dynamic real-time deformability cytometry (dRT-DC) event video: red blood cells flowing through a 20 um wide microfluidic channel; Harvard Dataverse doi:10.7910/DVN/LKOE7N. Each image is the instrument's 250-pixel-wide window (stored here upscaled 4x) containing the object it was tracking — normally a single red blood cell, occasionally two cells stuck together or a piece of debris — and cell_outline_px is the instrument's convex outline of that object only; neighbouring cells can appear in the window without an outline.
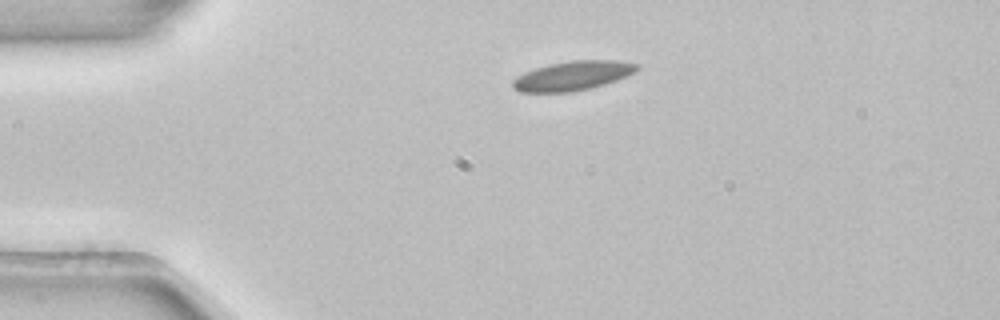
{"species": "common noctule bat (a hibernating species)", "species_latin": "Nyctalus noctula", "temperature_condition": "room temperature", "stored_images_in_passage": 2, "camera_frame_rate_fps": 3000, "um_per_image_px": 0.085, "animal": {"sex": "female", "body_mass_g": 22.7, "forearm_length_mm": 54.2}, "frame": {"image": 1, "passage_image": 1, "time_ms": 0.0, "image_size_px": [1000, 320], "cell_outline_px": [[640, 68], [636, 72], [616, 80], [592, 88], [568, 92], [520, 92], [512, 88], [512, 80], [516, 76], [524, 72], [548, 64], [572, 60], [620, 60], [640, 64]], "centroid_in_image_um": [48.69, 6.43], "position_along_channel_um": 36.3, "area_um2": 21.44}}